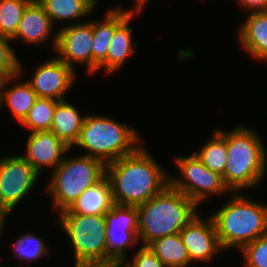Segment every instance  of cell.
Wrapping results in <instances>:
<instances>
[{
	"label": "cell",
	"instance_id": "cell-31",
	"mask_svg": "<svg viewBox=\"0 0 267 267\" xmlns=\"http://www.w3.org/2000/svg\"><path fill=\"white\" fill-rule=\"evenodd\" d=\"M238 3L249 13L267 12V0H238Z\"/></svg>",
	"mask_w": 267,
	"mask_h": 267
},
{
	"label": "cell",
	"instance_id": "cell-15",
	"mask_svg": "<svg viewBox=\"0 0 267 267\" xmlns=\"http://www.w3.org/2000/svg\"><path fill=\"white\" fill-rule=\"evenodd\" d=\"M135 10L115 29L114 35L110 41L106 59L98 66V70L102 69L107 74L122 68L129 56L134 55L135 46L133 42L132 28L129 23L134 15L141 14L144 5H134ZM128 56V57H127Z\"/></svg>",
	"mask_w": 267,
	"mask_h": 267
},
{
	"label": "cell",
	"instance_id": "cell-12",
	"mask_svg": "<svg viewBox=\"0 0 267 267\" xmlns=\"http://www.w3.org/2000/svg\"><path fill=\"white\" fill-rule=\"evenodd\" d=\"M75 71L55 57L39 64L33 72V77L26 82L38 98L65 100L64 94L73 86L76 79Z\"/></svg>",
	"mask_w": 267,
	"mask_h": 267
},
{
	"label": "cell",
	"instance_id": "cell-13",
	"mask_svg": "<svg viewBox=\"0 0 267 267\" xmlns=\"http://www.w3.org/2000/svg\"><path fill=\"white\" fill-rule=\"evenodd\" d=\"M183 244L187 248L190 262H210L215 253L223 250L212 217L202 219L199 214L180 232Z\"/></svg>",
	"mask_w": 267,
	"mask_h": 267
},
{
	"label": "cell",
	"instance_id": "cell-1",
	"mask_svg": "<svg viewBox=\"0 0 267 267\" xmlns=\"http://www.w3.org/2000/svg\"><path fill=\"white\" fill-rule=\"evenodd\" d=\"M105 176L118 205L144 204L169 184V176L142 144L133 154L106 164Z\"/></svg>",
	"mask_w": 267,
	"mask_h": 267
},
{
	"label": "cell",
	"instance_id": "cell-5",
	"mask_svg": "<svg viewBox=\"0 0 267 267\" xmlns=\"http://www.w3.org/2000/svg\"><path fill=\"white\" fill-rule=\"evenodd\" d=\"M140 135L133 127L116 122L109 116L85 115L76 146L86 149L89 157L105 165L133 154L141 145Z\"/></svg>",
	"mask_w": 267,
	"mask_h": 267
},
{
	"label": "cell",
	"instance_id": "cell-9",
	"mask_svg": "<svg viewBox=\"0 0 267 267\" xmlns=\"http://www.w3.org/2000/svg\"><path fill=\"white\" fill-rule=\"evenodd\" d=\"M175 164L183 177H169V184L199 205L210 196L229 192L222 176L208 169L194 153L175 157ZM226 191V192H225Z\"/></svg>",
	"mask_w": 267,
	"mask_h": 267
},
{
	"label": "cell",
	"instance_id": "cell-24",
	"mask_svg": "<svg viewBox=\"0 0 267 267\" xmlns=\"http://www.w3.org/2000/svg\"><path fill=\"white\" fill-rule=\"evenodd\" d=\"M43 7L45 12L51 18L53 24L55 21H62L70 19L78 20L83 16H87L94 7L87 0H37Z\"/></svg>",
	"mask_w": 267,
	"mask_h": 267
},
{
	"label": "cell",
	"instance_id": "cell-22",
	"mask_svg": "<svg viewBox=\"0 0 267 267\" xmlns=\"http://www.w3.org/2000/svg\"><path fill=\"white\" fill-rule=\"evenodd\" d=\"M147 247L166 267H188L191 263L179 233L158 238Z\"/></svg>",
	"mask_w": 267,
	"mask_h": 267
},
{
	"label": "cell",
	"instance_id": "cell-23",
	"mask_svg": "<svg viewBox=\"0 0 267 267\" xmlns=\"http://www.w3.org/2000/svg\"><path fill=\"white\" fill-rule=\"evenodd\" d=\"M199 151L194 152L196 157L211 171L222 176L224 181L227 164V132L217 129Z\"/></svg>",
	"mask_w": 267,
	"mask_h": 267
},
{
	"label": "cell",
	"instance_id": "cell-8",
	"mask_svg": "<svg viewBox=\"0 0 267 267\" xmlns=\"http://www.w3.org/2000/svg\"><path fill=\"white\" fill-rule=\"evenodd\" d=\"M39 175L20 155L0 158V233L7 216L31 191Z\"/></svg>",
	"mask_w": 267,
	"mask_h": 267
},
{
	"label": "cell",
	"instance_id": "cell-29",
	"mask_svg": "<svg viewBox=\"0 0 267 267\" xmlns=\"http://www.w3.org/2000/svg\"><path fill=\"white\" fill-rule=\"evenodd\" d=\"M241 252L244 255L245 267H267V234L245 245Z\"/></svg>",
	"mask_w": 267,
	"mask_h": 267
},
{
	"label": "cell",
	"instance_id": "cell-19",
	"mask_svg": "<svg viewBox=\"0 0 267 267\" xmlns=\"http://www.w3.org/2000/svg\"><path fill=\"white\" fill-rule=\"evenodd\" d=\"M238 32L242 47L253 59L267 60V12H252Z\"/></svg>",
	"mask_w": 267,
	"mask_h": 267
},
{
	"label": "cell",
	"instance_id": "cell-6",
	"mask_svg": "<svg viewBox=\"0 0 267 267\" xmlns=\"http://www.w3.org/2000/svg\"><path fill=\"white\" fill-rule=\"evenodd\" d=\"M105 167L102 161L87 155L64 157L61 164L51 171L47 185L53 207L59 212L68 209L84 190L105 176Z\"/></svg>",
	"mask_w": 267,
	"mask_h": 267
},
{
	"label": "cell",
	"instance_id": "cell-17",
	"mask_svg": "<svg viewBox=\"0 0 267 267\" xmlns=\"http://www.w3.org/2000/svg\"><path fill=\"white\" fill-rule=\"evenodd\" d=\"M135 9L123 10L122 8H112L108 10L102 20H93V39L91 43L92 51V72L98 71V66L106 59L110 41L115 29L134 11Z\"/></svg>",
	"mask_w": 267,
	"mask_h": 267
},
{
	"label": "cell",
	"instance_id": "cell-30",
	"mask_svg": "<svg viewBox=\"0 0 267 267\" xmlns=\"http://www.w3.org/2000/svg\"><path fill=\"white\" fill-rule=\"evenodd\" d=\"M132 260L133 262L125 260L121 265L123 267H166L147 246H142Z\"/></svg>",
	"mask_w": 267,
	"mask_h": 267
},
{
	"label": "cell",
	"instance_id": "cell-27",
	"mask_svg": "<svg viewBox=\"0 0 267 267\" xmlns=\"http://www.w3.org/2000/svg\"><path fill=\"white\" fill-rule=\"evenodd\" d=\"M46 242L36 234L25 233L13 243V249L17 258L24 259L23 261H34L44 256L49 251Z\"/></svg>",
	"mask_w": 267,
	"mask_h": 267
},
{
	"label": "cell",
	"instance_id": "cell-28",
	"mask_svg": "<svg viewBox=\"0 0 267 267\" xmlns=\"http://www.w3.org/2000/svg\"><path fill=\"white\" fill-rule=\"evenodd\" d=\"M11 39L0 35V81L11 78L23 71L21 61L14 53V48L9 46ZM22 70V71H21Z\"/></svg>",
	"mask_w": 267,
	"mask_h": 267
},
{
	"label": "cell",
	"instance_id": "cell-10",
	"mask_svg": "<svg viewBox=\"0 0 267 267\" xmlns=\"http://www.w3.org/2000/svg\"><path fill=\"white\" fill-rule=\"evenodd\" d=\"M107 265L122 264L127 247L137 246L138 210L137 206L114 204L105 215Z\"/></svg>",
	"mask_w": 267,
	"mask_h": 267
},
{
	"label": "cell",
	"instance_id": "cell-16",
	"mask_svg": "<svg viewBox=\"0 0 267 267\" xmlns=\"http://www.w3.org/2000/svg\"><path fill=\"white\" fill-rule=\"evenodd\" d=\"M53 22L37 0H32L25 8L16 33L11 40H23L25 43L42 44L49 39Z\"/></svg>",
	"mask_w": 267,
	"mask_h": 267
},
{
	"label": "cell",
	"instance_id": "cell-35",
	"mask_svg": "<svg viewBox=\"0 0 267 267\" xmlns=\"http://www.w3.org/2000/svg\"><path fill=\"white\" fill-rule=\"evenodd\" d=\"M111 267H123L121 264H115V265H112Z\"/></svg>",
	"mask_w": 267,
	"mask_h": 267
},
{
	"label": "cell",
	"instance_id": "cell-34",
	"mask_svg": "<svg viewBox=\"0 0 267 267\" xmlns=\"http://www.w3.org/2000/svg\"><path fill=\"white\" fill-rule=\"evenodd\" d=\"M95 9H96V5L98 3V0H87Z\"/></svg>",
	"mask_w": 267,
	"mask_h": 267
},
{
	"label": "cell",
	"instance_id": "cell-11",
	"mask_svg": "<svg viewBox=\"0 0 267 267\" xmlns=\"http://www.w3.org/2000/svg\"><path fill=\"white\" fill-rule=\"evenodd\" d=\"M53 37L52 44L58 59L74 70L73 63H85L92 73L93 21L65 25Z\"/></svg>",
	"mask_w": 267,
	"mask_h": 267
},
{
	"label": "cell",
	"instance_id": "cell-32",
	"mask_svg": "<svg viewBox=\"0 0 267 267\" xmlns=\"http://www.w3.org/2000/svg\"><path fill=\"white\" fill-rule=\"evenodd\" d=\"M74 267H111V266L106 264L74 263Z\"/></svg>",
	"mask_w": 267,
	"mask_h": 267
},
{
	"label": "cell",
	"instance_id": "cell-20",
	"mask_svg": "<svg viewBox=\"0 0 267 267\" xmlns=\"http://www.w3.org/2000/svg\"><path fill=\"white\" fill-rule=\"evenodd\" d=\"M78 109L65 100L56 103L51 131L68 147L72 148L78 140L85 115H80Z\"/></svg>",
	"mask_w": 267,
	"mask_h": 267
},
{
	"label": "cell",
	"instance_id": "cell-3",
	"mask_svg": "<svg viewBox=\"0 0 267 267\" xmlns=\"http://www.w3.org/2000/svg\"><path fill=\"white\" fill-rule=\"evenodd\" d=\"M234 194V195H233ZM231 199L210 215L223 250L242 249L267 234V205L233 192Z\"/></svg>",
	"mask_w": 267,
	"mask_h": 267
},
{
	"label": "cell",
	"instance_id": "cell-25",
	"mask_svg": "<svg viewBox=\"0 0 267 267\" xmlns=\"http://www.w3.org/2000/svg\"><path fill=\"white\" fill-rule=\"evenodd\" d=\"M57 102L51 98H37L20 124L24 125L30 132L49 131Z\"/></svg>",
	"mask_w": 267,
	"mask_h": 267
},
{
	"label": "cell",
	"instance_id": "cell-21",
	"mask_svg": "<svg viewBox=\"0 0 267 267\" xmlns=\"http://www.w3.org/2000/svg\"><path fill=\"white\" fill-rule=\"evenodd\" d=\"M20 77V73L4 81H0V109L8 104L14 118L21 123L38 98L36 92L27 82L16 83L5 88L7 83ZM5 85V86H4ZM5 88V89H4Z\"/></svg>",
	"mask_w": 267,
	"mask_h": 267
},
{
	"label": "cell",
	"instance_id": "cell-7",
	"mask_svg": "<svg viewBox=\"0 0 267 267\" xmlns=\"http://www.w3.org/2000/svg\"><path fill=\"white\" fill-rule=\"evenodd\" d=\"M59 226L69 237L74 251V263L106 264L105 216L59 214Z\"/></svg>",
	"mask_w": 267,
	"mask_h": 267
},
{
	"label": "cell",
	"instance_id": "cell-18",
	"mask_svg": "<svg viewBox=\"0 0 267 267\" xmlns=\"http://www.w3.org/2000/svg\"><path fill=\"white\" fill-rule=\"evenodd\" d=\"M113 205L111 185L104 176L96 184L84 190L68 209L57 213L105 216Z\"/></svg>",
	"mask_w": 267,
	"mask_h": 267
},
{
	"label": "cell",
	"instance_id": "cell-26",
	"mask_svg": "<svg viewBox=\"0 0 267 267\" xmlns=\"http://www.w3.org/2000/svg\"><path fill=\"white\" fill-rule=\"evenodd\" d=\"M32 0H0V35L12 39L23 12Z\"/></svg>",
	"mask_w": 267,
	"mask_h": 267
},
{
	"label": "cell",
	"instance_id": "cell-33",
	"mask_svg": "<svg viewBox=\"0 0 267 267\" xmlns=\"http://www.w3.org/2000/svg\"><path fill=\"white\" fill-rule=\"evenodd\" d=\"M135 2V4H138V5H146L147 4V1L148 0H134Z\"/></svg>",
	"mask_w": 267,
	"mask_h": 267
},
{
	"label": "cell",
	"instance_id": "cell-4",
	"mask_svg": "<svg viewBox=\"0 0 267 267\" xmlns=\"http://www.w3.org/2000/svg\"><path fill=\"white\" fill-rule=\"evenodd\" d=\"M227 150L224 184L229 191L259 185L267 168V152L259 134L238 126L227 132Z\"/></svg>",
	"mask_w": 267,
	"mask_h": 267
},
{
	"label": "cell",
	"instance_id": "cell-14",
	"mask_svg": "<svg viewBox=\"0 0 267 267\" xmlns=\"http://www.w3.org/2000/svg\"><path fill=\"white\" fill-rule=\"evenodd\" d=\"M26 138V154L21 156L39 174L43 167L55 170L63 161L64 153L71 149L51 131L31 132Z\"/></svg>",
	"mask_w": 267,
	"mask_h": 267
},
{
	"label": "cell",
	"instance_id": "cell-2",
	"mask_svg": "<svg viewBox=\"0 0 267 267\" xmlns=\"http://www.w3.org/2000/svg\"><path fill=\"white\" fill-rule=\"evenodd\" d=\"M197 204L168 184L146 203L137 206L138 239L143 246L179 233L197 213Z\"/></svg>",
	"mask_w": 267,
	"mask_h": 267
}]
</instances>
